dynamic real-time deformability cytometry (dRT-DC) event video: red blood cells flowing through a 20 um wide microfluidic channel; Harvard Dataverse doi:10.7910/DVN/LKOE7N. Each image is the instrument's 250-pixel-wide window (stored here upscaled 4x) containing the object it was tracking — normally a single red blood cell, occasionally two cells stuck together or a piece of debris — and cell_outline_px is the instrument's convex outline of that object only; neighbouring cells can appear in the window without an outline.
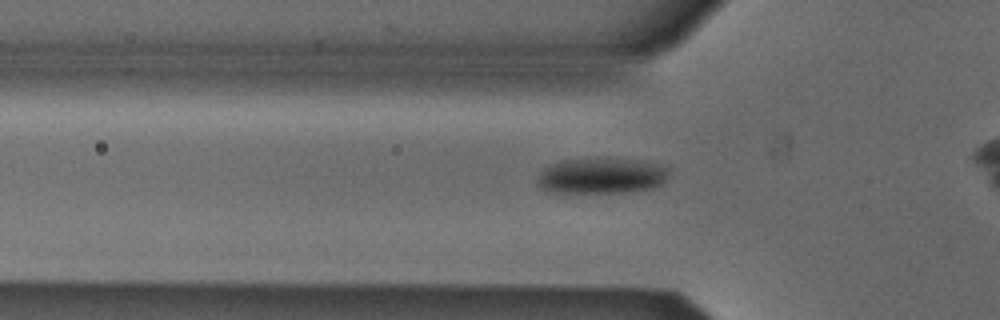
{"species": "Egyptian fruit bat (a non-hibernating species)", "species_latin": "Rousettus aegyptiacus", "temperature_condition": "cold", "stored_images_in_passage": 32, "camera_frame_rate_fps": 3000, "um_per_image_px": 0.085, "animal": {"sex": "male"}, "frame": {"image": 1, "passage_image": 6, "time_ms": 1.667, "image_size_px": [1000, 320], "cell_outline_px": [[668, 176], [660, 184], [652, 188], [628, 192], [552, 192], [536, 184], [536, 180], [540, 172], [544, 168], [560, 160], [644, 160], [668, 168]], "centroid_in_image_um": [51.11, 14.96], "position_along_channel_um": 74.7, "area_um2": 26.76}}
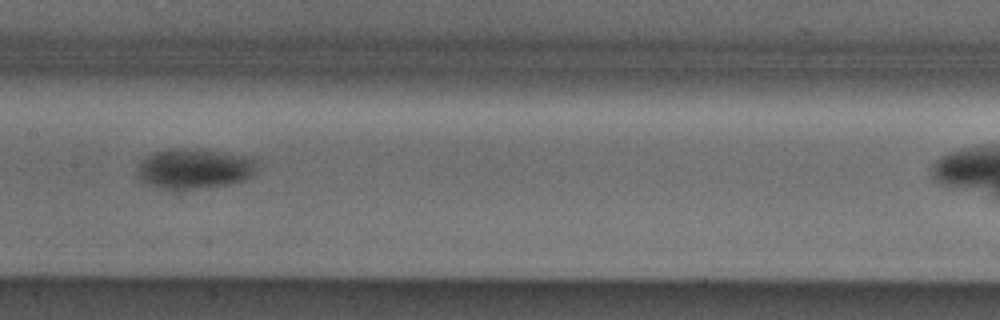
{"frame": {"image": 2, "passage_image": 15, "time_ms": 4.667, "image_size_px": [1000, 320], "cell_outline_px": [[260, 160], [256, 172], [248, 180], [228, 184], [200, 188], [156, 188], [140, 180], [136, 176], [136, 168], [140, 160], [156, 152], [184, 148], [252, 156]], "centroid_in_image_um": [16.57, 14.34], "position_along_channel_um": 190.8, "area_um2": 28.15}}
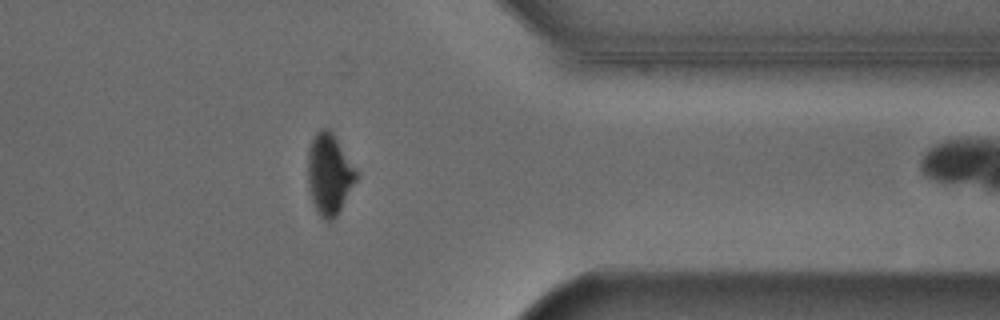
{"frame": {"image": 3, "passage_image": 31, "time_ms": 10.0, "image_size_px": [1000, 320], "cell_outline_px": [[360, 176], [336, 216], [332, 220], [324, 220], [320, 216], [312, 200], [308, 188], [308, 152], [312, 140], [316, 132], [320, 128], [328, 128], [332, 132]], "centroid_in_image_um": [27.99, 14.81], "position_along_channel_um": 383.4, "area_um2": 22.72}}